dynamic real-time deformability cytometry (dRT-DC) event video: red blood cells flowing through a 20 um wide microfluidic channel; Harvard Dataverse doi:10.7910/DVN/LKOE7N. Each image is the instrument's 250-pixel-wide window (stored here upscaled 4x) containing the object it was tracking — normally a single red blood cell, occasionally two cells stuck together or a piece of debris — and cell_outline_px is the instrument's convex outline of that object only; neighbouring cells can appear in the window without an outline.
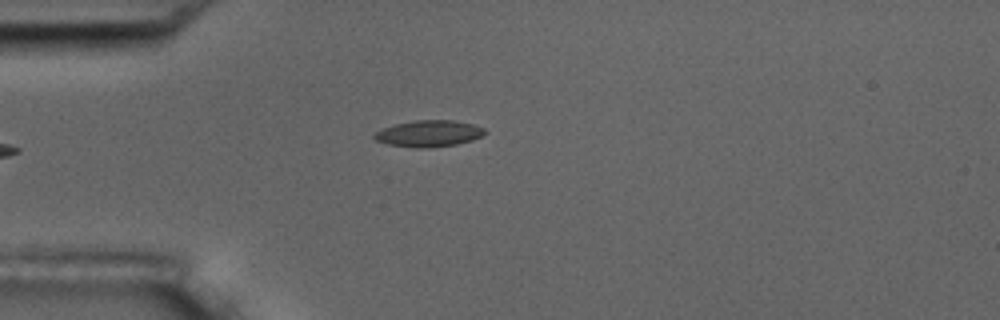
{"species": "common noctule bat (a hibernating species)", "species_latin": "Nyctalus noctula", "temperature_condition": "room temperature", "stored_images_in_passage": 2, "camera_frame_rate_fps": 3000, "um_per_image_px": 0.085, "animal": {"sex": "male", "body_mass_g": 17.5, "forearm_length_mm": 52.3}, "frame": {"image": 1, "passage_image": 1, "time_ms": 0.0, "image_size_px": [1000, 320], "cell_outline_px": [[488, 132], [472, 140], [456, 144], [428, 148], [416, 148], [388, 144], [376, 140], [372, 136], [376, 132], [384, 128], [396, 124], [416, 120], [452, 120], [472, 124], [484, 128]], "centroid_in_image_um": [36.46, 11.35], "position_along_channel_um": 48.5, "area_um2": 16.88}}